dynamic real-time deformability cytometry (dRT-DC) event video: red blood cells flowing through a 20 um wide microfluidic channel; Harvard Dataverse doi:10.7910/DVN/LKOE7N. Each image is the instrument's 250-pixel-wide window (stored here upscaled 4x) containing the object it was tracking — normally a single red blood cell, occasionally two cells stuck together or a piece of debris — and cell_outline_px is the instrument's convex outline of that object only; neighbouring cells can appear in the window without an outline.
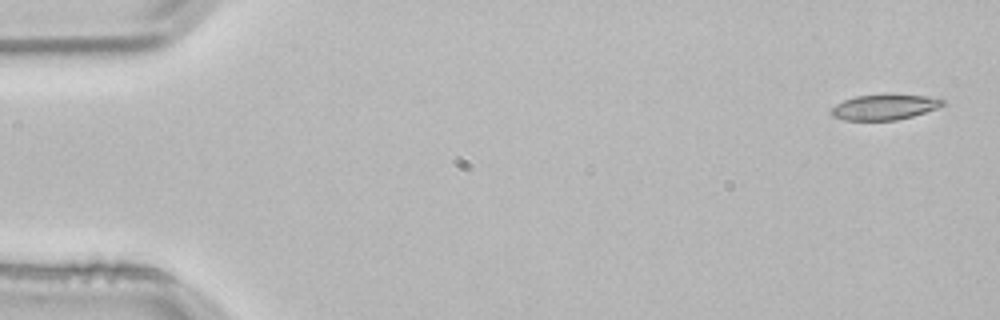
{"species": "common noctule bat (a hibernating species)", "species_latin": "Nyctalus noctula", "temperature_condition": "room temperature", "stored_images_in_passage": 4, "segment_of_instrument_passage": [1, 2], "camera_frame_rate_fps": 3000, "um_per_image_px": 0.085, "animal": {"sex": "male", "body_mass_g": 21.5, "forearm_length_mm": 52.0}, "frame": {"image": 1, "passage_image": 1, "time_ms": 0.0, "image_size_px": [1000, 320], "cell_outline_px": [[944, 104], [936, 108], [912, 116], [896, 120], [844, 120], [832, 116], [832, 108], [836, 104], [844, 100], [856, 96], [884, 92], [888, 92], [928, 96], [944, 100]], "centroid_in_image_um": [75.18, 9.06], "position_along_channel_um": 9.8, "area_um2": 16.88}}